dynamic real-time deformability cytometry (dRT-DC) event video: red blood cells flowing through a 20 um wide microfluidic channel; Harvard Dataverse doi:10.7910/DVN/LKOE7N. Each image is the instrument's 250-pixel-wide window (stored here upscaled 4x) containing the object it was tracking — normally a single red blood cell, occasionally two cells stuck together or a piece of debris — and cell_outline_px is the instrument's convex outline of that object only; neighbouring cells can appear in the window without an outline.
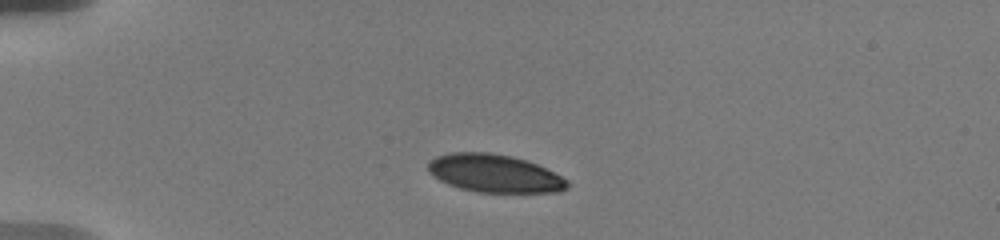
{"species": "human", "species_latin": "Homo sapiens", "temperature_condition": "warm", "stored_images_in_passage": 8, "camera_frame_rate_fps": 3000, "um_per_image_px": 0.085, "donor": {"sex": "male"}, "frame": {"image": 1, "passage_image": 1, "time_ms": 0.0, "image_size_px": [1000, 240], "cell_outline_px": [[568, 188], [560, 192], [480, 192], [460, 188], [448, 184], [440, 180], [428, 172], [428, 160], [436, 156], [452, 152], [488, 152], [512, 156], [528, 160], [568, 180]], "centroid_in_image_um": [42.01, 14.73], "position_along_channel_um": 43.0, "area_um2": 30.75}}